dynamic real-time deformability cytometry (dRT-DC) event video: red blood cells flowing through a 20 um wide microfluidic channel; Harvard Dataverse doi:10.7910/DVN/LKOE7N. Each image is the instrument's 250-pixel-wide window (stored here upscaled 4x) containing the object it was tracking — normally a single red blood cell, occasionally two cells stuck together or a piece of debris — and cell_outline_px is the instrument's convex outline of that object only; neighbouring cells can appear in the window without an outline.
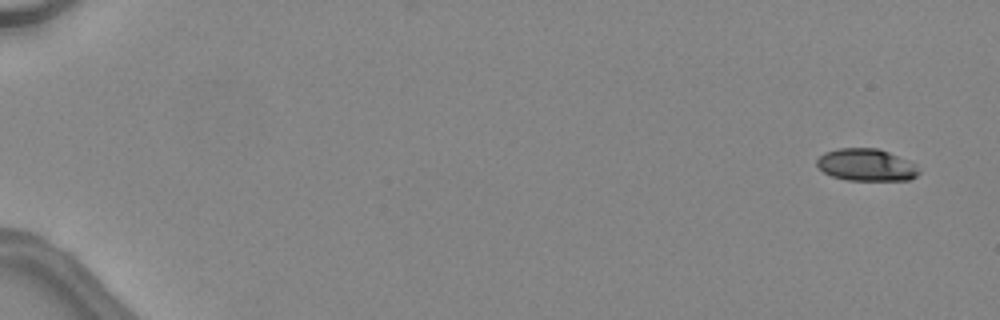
{"species": "common noctule bat (a hibernating species)", "species_latin": "Nyctalus noctula", "temperature_condition": "warm", "stored_images_in_passage": 46, "camera_frame_rate_fps": 3000, "um_per_image_px": 0.085, "animal": {"sex": "female", "body_mass_g": 24.6, "forearm_length_mm": 56.2}, "frame": {"image": 1, "passage_image": 1, "time_ms": 0.0, "image_size_px": [1000, 320], "cell_outline_px": [[920, 172], [916, 176], [908, 180], [848, 180], [832, 176], [824, 172], [816, 164], [816, 160], [824, 152], [836, 148], [876, 148], [888, 152], [908, 160], [916, 164]], "centroid_in_image_um": [73.63, 14.01], "position_along_channel_um": 11.4, "area_um2": 19.13}}
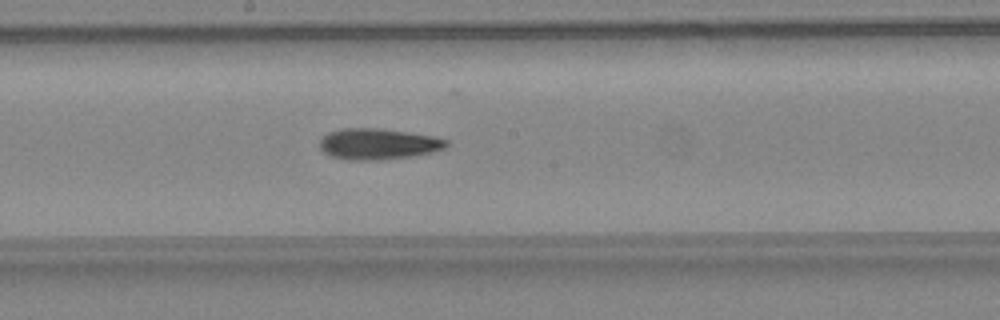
{"frame": {"image": 2, "passage_image": 27, "time_ms": 8.667, "image_size_px": [1000, 320], "cell_outline_px": [[448, 144], [444, 148], [432, 152], [416, 156], [376, 160], [356, 160], [332, 156], [324, 152], [320, 148], [320, 140], [328, 132], [340, 128], [376, 128], [408, 132], [432, 136], [448, 140]], "centroid_in_image_um": [32.15, 12.23], "position_along_channel_um": 216.1, "area_um2": 22.77}}
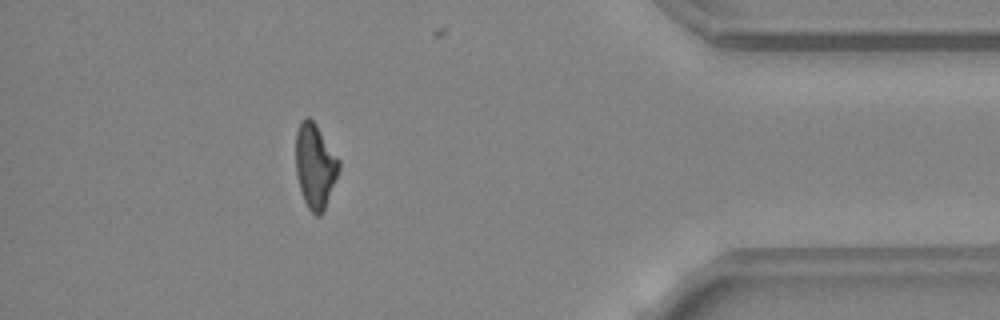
{"frame": {"image": 3, "passage_image": 42, "time_ms": 13.667, "image_size_px": [1000, 320], "cell_outline_px": [[340, 168], [324, 212], [320, 216], [316, 216], [308, 208], [304, 200], [296, 176], [296, 132], [300, 120], [304, 116], [308, 116], [316, 124], [340, 160]], "centroid_in_image_um": [26.78, 14.1], "position_along_channel_um": 408.4, "area_um2": 21.44}, "authors_computed_cell_mechanics": {"area_um2": 21.8773, "velocity_mm_per_s": 4.5557, "shape_relaxation_time_tau1_ms": null, "shape_relaxation_time_tau2_ms": 6.0722, "deformation_change_tau1": null, "deformation_change_tau2": 0.1871}}